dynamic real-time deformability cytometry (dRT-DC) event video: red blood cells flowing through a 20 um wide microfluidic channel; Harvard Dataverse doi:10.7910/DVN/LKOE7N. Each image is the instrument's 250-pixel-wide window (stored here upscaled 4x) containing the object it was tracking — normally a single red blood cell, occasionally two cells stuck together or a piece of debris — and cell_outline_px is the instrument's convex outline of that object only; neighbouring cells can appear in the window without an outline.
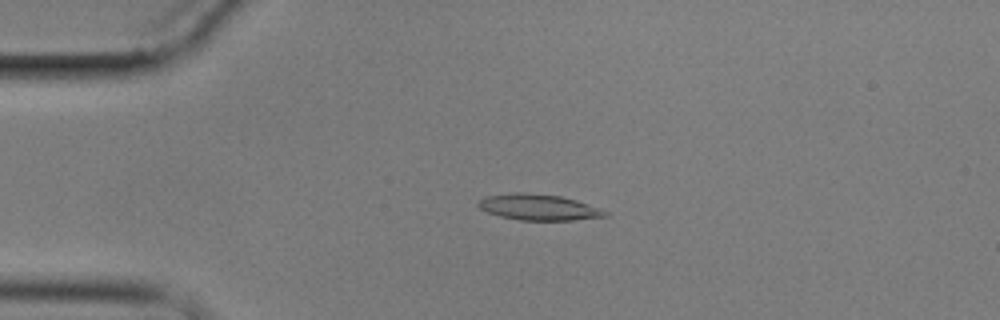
{"species": "common noctule bat (a hibernating species)", "species_latin": "Nyctalus noctula", "temperature_condition": "cold", "stored_images_in_passage": 4, "camera_frame_rate_fps": 3000, "um_per_image_px": 0.085, "animal": {"sex": "male", "body_mass_g": 17.9}, "frame": {"image": 1, "passage_image": 3, "time_ms": 2.333, "image_size_px": [1000, 320], "cell_outline_px": [[608, 216], [572, 220], [520, 220], [500, 216], [488, 212], [480, 208], [476, 204], [484, 196], [512, 192], [524, 192], [560, 196], [576, 200], [588, 204], [608, 212]], "centroid_in_image_um": [45.75, 17.6], "position_along_channel_um": 39.3, "area_um2": 19.13}}